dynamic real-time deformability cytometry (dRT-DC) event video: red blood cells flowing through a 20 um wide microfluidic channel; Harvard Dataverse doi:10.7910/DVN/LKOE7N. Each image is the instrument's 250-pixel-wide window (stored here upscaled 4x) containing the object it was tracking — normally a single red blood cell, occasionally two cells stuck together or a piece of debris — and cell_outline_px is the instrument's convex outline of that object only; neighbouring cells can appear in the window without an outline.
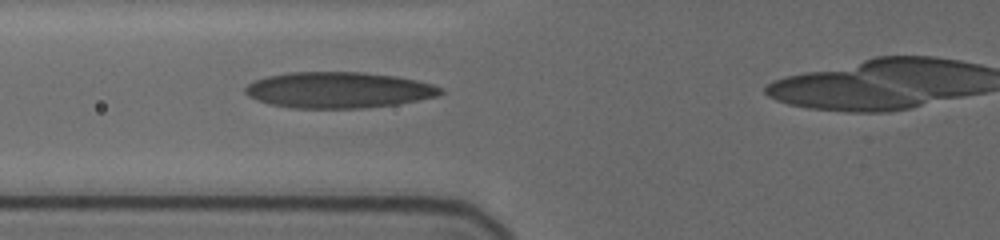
{"species": "human", "species_latin": "Homo sapiens", "temperature_condition": "cold", "stored_images_in_passage": 5, "camera_frame_rate_fps": 3000, "um_per_image_px": 0.085, "donor": {"sex": "female"}, "frame": {"image": 1, "passage_image": 4, "time_ms": 3.333, "image_size_px": [1000, 240], "cell_outline_px": [[444, 92], [436, 96], [396, 104], [360, 108], [292, 108], [268, 104], [256, 100], [248, 96], [244, 92], [244, 88], [248, 84], [256, 80], [268, 76], [288, 72], [360, 72], [396, 76], [416, 80], [432, 84], [440, 88]], "centroid_in_image_um": [28.72, 7.65], "position_along_channel_um": 97.1, "area_um2": 40.86}}